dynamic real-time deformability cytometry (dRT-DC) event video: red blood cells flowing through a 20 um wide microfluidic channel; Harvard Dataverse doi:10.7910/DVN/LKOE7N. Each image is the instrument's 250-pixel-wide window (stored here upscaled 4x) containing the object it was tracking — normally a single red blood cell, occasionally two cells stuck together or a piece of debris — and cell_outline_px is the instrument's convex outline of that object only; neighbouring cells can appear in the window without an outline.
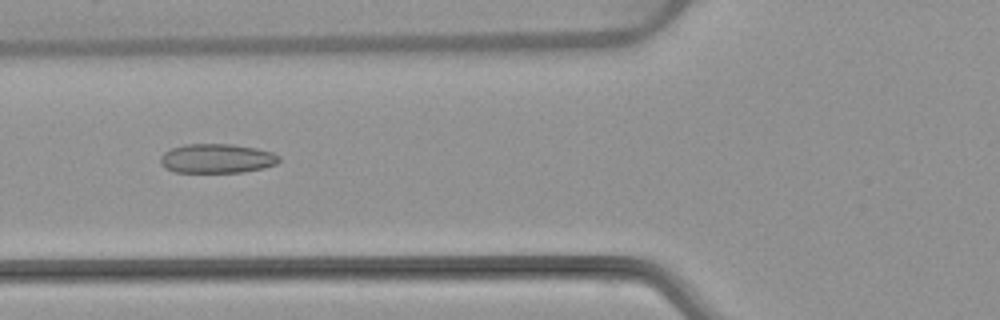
{"species": "common noctule bat (a hibernating species)", "species_latin": "Nyctalus noctula", "temperature_condition": "warm", "stored_images_in_passage": 5, "camera_frame_rate_fps": 3000, "um_per_image_px": 0.085, "animal": {"sex": "female", "body_mass_g": 22.7, "forearm_length_mm": 54.2}, "frame": {"image": 1, "passage_image": 4, "time_ms": 6.333, "image_size_px": [1000, 320], "cell_outline_px": [[280, 160], [276, 164], [264, 168], [244, 172], [176, 172], [164, 168], [160, 164], [160, 156], [164, 152], [172, 148], [184, 144], [232, 144], [256, 148], [272, 152], [280, 156]], "centroid_in_image_um": [18.43, 13.47], "position_along_channel_um": 107.4, "area_um2": 20.4}}
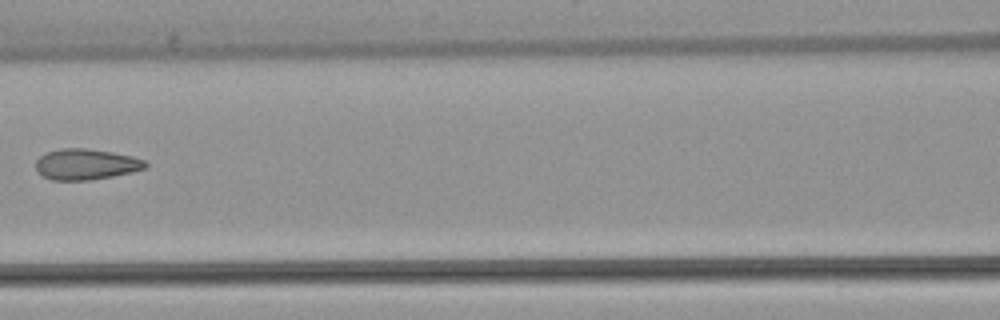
{"frame": {"image": 2, "passage_image": 5, "time_ms": 7.667, "image_size_px": [1000, 320], "cell_outline_px": [[148, 164], [144, 168], [132, 172], [112, 176], [88, 180], [52, 180], [36, 172], [36, 160], [40, 156], [48, 152], [64, 148], [84, 148], [112, 152], [132, 156], [144, 160]], "centroid_in_image_um": [7.29, 13.96], "position_along_channel_um": 159.3, "area_um2": 19.54}}